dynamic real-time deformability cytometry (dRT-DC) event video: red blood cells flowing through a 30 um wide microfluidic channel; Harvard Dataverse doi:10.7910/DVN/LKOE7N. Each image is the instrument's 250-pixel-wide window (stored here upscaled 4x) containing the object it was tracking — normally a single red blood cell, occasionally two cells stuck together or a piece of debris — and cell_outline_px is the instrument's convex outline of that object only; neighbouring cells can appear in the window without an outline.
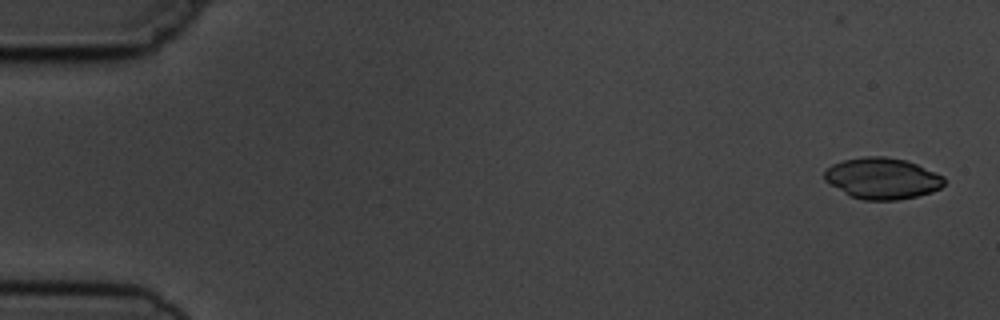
{"species": "common noctule bat (a hibernating species)", "species_latin": "Nyctalus noctula", "temperature_condition": "cold", "stored_images_in_passage": 5, "camera_frame_rate_fps": 3000, "um_per_image_px": 0.085, "animal": {"sex": "male", "body_mass_g": 19.5, "forearm_length_mm": 54.6}, "frame": {"image": 1, "passage_image": 1, "time_ms": 0.0, "image_size_px": [1000, 320], "cell_outline_px": [[944, 184], [940, 188], [932, 192], [916, 196], [896, 200], [864, 200], [848, 196], [824, 180], [824, 172], [832, 164], [844, 160], [864, 156], [884, 156], [904, 160], [916, 164], [936, 172], [944, 176]], "centroid_in_image_um": [74.98, 15.17], "position_along_channel_um": 10.0, "area_um2": 28.78}}
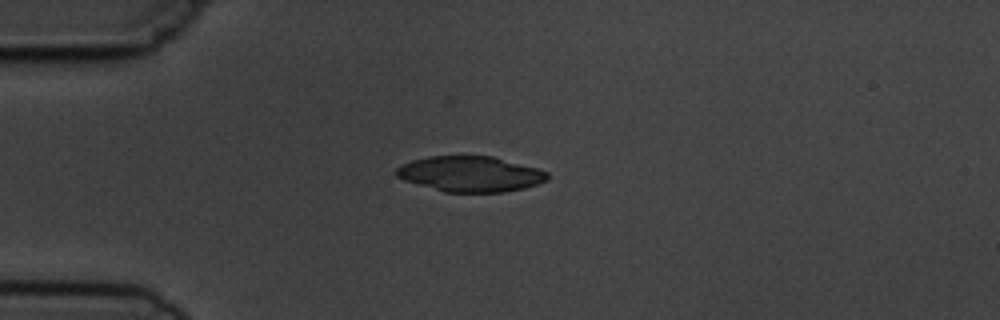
{"frame": {"image": 2, "passage_image": 4, "time_ms": 4.0, "image_size_px": [1000, 320], "cell_outline_px": [[548, 180], [524, 188], [500, 192], [444, 192], [404, 180], [396, 176], [396, 168], [400, 164], [412, 160], [428, 156], [492, 156], [536, 168], [548, 172]], "centroid_in_image_um": [39.94, 14.78], "position_along_channel_um": 45.1, "area_um2": 31.1}}